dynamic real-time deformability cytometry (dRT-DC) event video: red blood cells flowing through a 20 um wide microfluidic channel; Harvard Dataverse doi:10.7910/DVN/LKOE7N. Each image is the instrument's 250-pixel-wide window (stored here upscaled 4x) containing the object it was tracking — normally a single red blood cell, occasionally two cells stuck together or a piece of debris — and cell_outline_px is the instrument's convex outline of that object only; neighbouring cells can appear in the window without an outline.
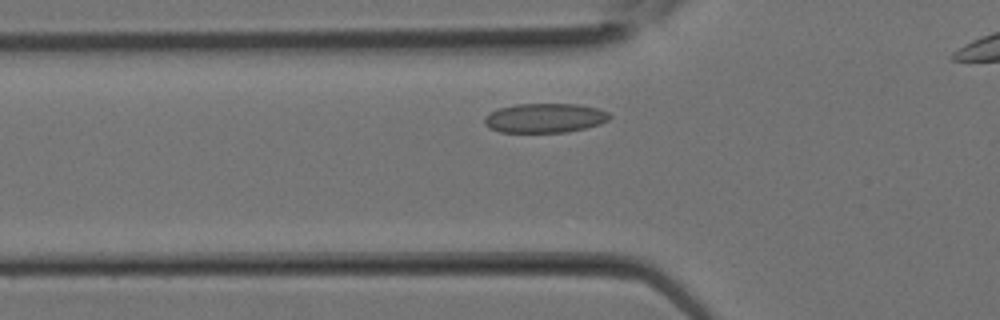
{"species": "Egyptian fruit bat (a non-hibernating species)", "species_latin": "Rousettus aegyptiacus", "temperature_condition": "room temperature", "stored_images_in_passage": 15, "camera_frame_rate_fps": 3000, "um_per_image_px": 0.085, "animal": {"sex": "female"}, "frame": {"image": 1, "passage_image": 4, "time_ms": 1.0, "image_size_px": [1000, 320], "cell_outline_px": [[612, 116], [608, 120], [600, 124], [584, 128], [564, 132], [500, 132], [484, 124], [484, 116], [496, 108], [516, 104], [580, 104], [600, 108], [608, 112]], "centroid_in_image_um": [46.32, 10.01], "position_along_channel_um": 79.5, "area_um2": 21.56}}
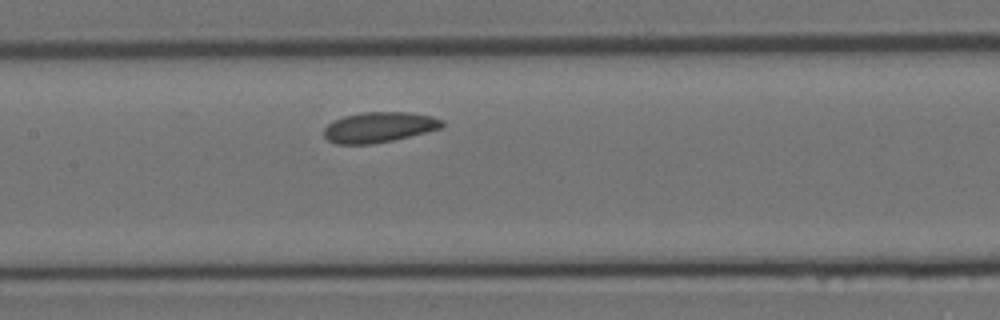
{"frame": {"image": 2, "passage_image": 8, "time_ms": 2.333, "image_size_px": [1000, 320], "cell_outline_px": [[444, 124], [440, 128], [392, 140], [372, 144], [336, 144], [328, 140], [324, 136], [324, 128], [332, 120], [344, 116], [360, 112], [408, 112], [432, 116], [444, 120]], "centroid_in_image_um": [32.18, 10.8], "position_along_channel_um": 175.2, "area_um2": 20.87}}
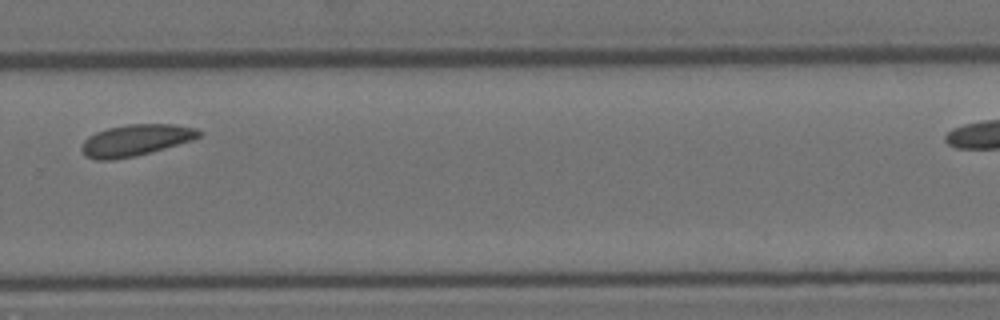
{"frame": {"image": 3, "passage_image": 14, "time_ms": 4.333, "image_size_px": [1000, 320], "cell_outline_px": [[204, 132], [200, 136], [192, 140], [136, 156], [116, 160], [96, 160], [84, 156], [80, 148], [84, 140], [88, 136], [96, 132], [108, 128], [128, 124], [172, 124], [196, 128]], "centroid_in_image_um": [11.5, 11.92], "position_along_channel_um": 318.3, "area_um2": 21.62}}